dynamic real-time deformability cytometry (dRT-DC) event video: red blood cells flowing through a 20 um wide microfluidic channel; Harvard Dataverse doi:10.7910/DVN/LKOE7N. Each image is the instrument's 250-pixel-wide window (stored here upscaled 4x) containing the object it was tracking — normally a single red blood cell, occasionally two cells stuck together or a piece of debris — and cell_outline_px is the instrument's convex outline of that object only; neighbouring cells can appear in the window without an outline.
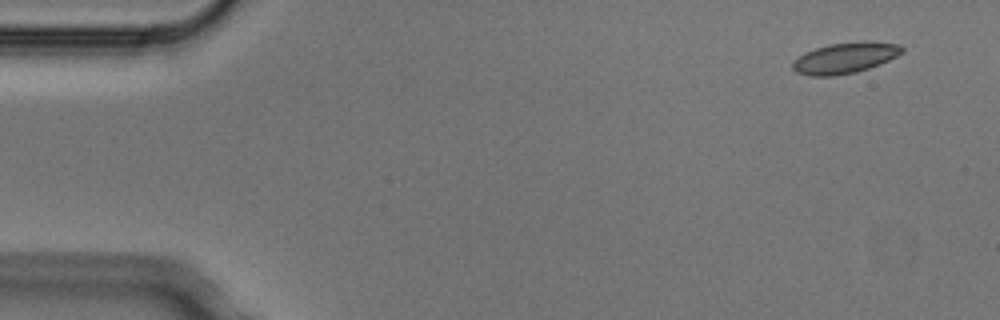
{"species": "Egyptian fruit bat (a non-hibernating species)", "species_latin": "Rousettus aegyptiacus", "temperature_condition": "cold", "stored_images_in_passage": 3, "camera_frame_rate_fps": 3000, "um_per_image_px": 0.085, "animal": {"sex": "male"}, "frame": {"image": 1, "passage_image": 1, "time_ms": 0.0, "image_size_px": [1000, 320], "cell_outline_px": [[904, 52], [880, 64], [856, 72], [832, 76], [808, 76], [796, 72], [792, 68], [792, 60], [804, 52], [828, 44], [860, 40], [864, 40], [900, 44], [904, 48]], "centroid_in_image_um": [71.81, 4.91], "position_along_channel_um": 13.2, "area_um2": 20.0}}